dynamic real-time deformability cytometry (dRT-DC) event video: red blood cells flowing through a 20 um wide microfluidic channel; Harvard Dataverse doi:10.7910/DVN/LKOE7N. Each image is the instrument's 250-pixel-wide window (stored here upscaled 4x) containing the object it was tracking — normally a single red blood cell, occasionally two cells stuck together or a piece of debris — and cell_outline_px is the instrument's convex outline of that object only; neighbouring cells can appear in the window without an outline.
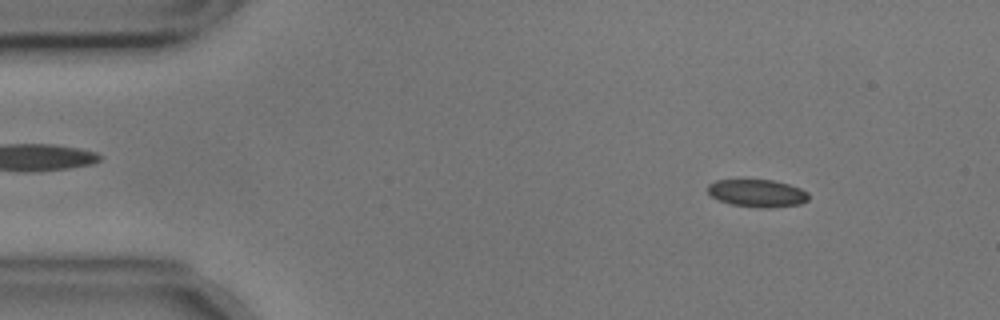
{"species": "common noctule bat (a hibernating species)", "species_latin": "Nyctalus noctula", "temperature_condition": "cold", "stored_images_in_passage": 55, "camera_frame_rate_fps": 3000, "um_per_image_px": 0.085, "animal": {"sex": "male", "body_mass_g": 17.9, "forearm_length_mm": 54.2}, "frame": {"image": 1, "passage_image": 6, "time_ms": 1.667, "image_size_px": [1000, 320], "cell_outline_px": [[808, 200], [800, 204], [772, 208], [760, 208], [732, 204], [720, 200], [712, 196], [708, 192], [708, 184], [716, 180], [772, 180], [788, 184], [800, 188], [808, 192]], "centroid_in_image_um": [64.39, 16.42], "position_along_channel_um": 20.6, "area_um2": 16.13}}
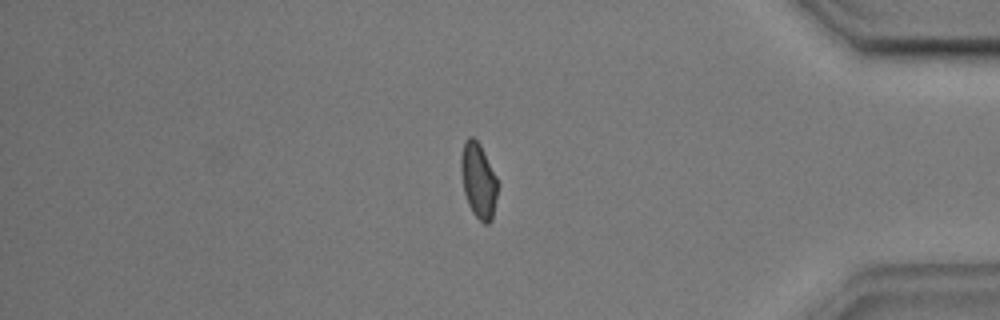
{"frame": {"image": 2, "passage_image": 46, "time_ms": 15.0, "image_size_px": [1000, 320], "cell_outline_px": [[496, 196], [492, 220], [488, 224], [484, 224], [472, 212], [468, 204], [464, 192], [460, 172], [460, 156], [464, 140], [468, 136], [472, 136], [480, 144], [496, 176]], "centroid_in_image_um": [40.63, 15.31], "position_along_channel_um": 394.6, "area_um2": 16.01}}
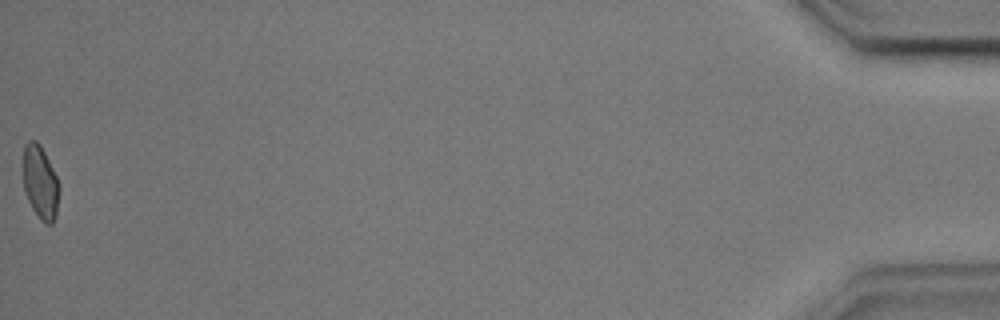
{"frame": {"image": 3, "passage_image": 55, "time_ms": 18.0, "image_size_px": [1000, 320], "cell_outline_px": [[60, 188], [56, 216], [52, 224], [48, 224], [40, 220], [32, 208], [24, 192], [24, 144], [28, 140], [36, 140], [40, 144], [60, 184]], "centroid_in_image_um": [3.44, 15.52], "position_along_channel_um": 431.8, "area_um2": 15.43}, "authors_computed_cell_mechanics": {"area_um2": 16.5886, "velocity_mm_per_s": 3.5705, "shape_relaxation_time_tau1_ms": 5.5922, "shape_relaxation_time_tau2_ms": null, "deformation_change_tau1": 0.1027, "deformation_change_tau2": null}}